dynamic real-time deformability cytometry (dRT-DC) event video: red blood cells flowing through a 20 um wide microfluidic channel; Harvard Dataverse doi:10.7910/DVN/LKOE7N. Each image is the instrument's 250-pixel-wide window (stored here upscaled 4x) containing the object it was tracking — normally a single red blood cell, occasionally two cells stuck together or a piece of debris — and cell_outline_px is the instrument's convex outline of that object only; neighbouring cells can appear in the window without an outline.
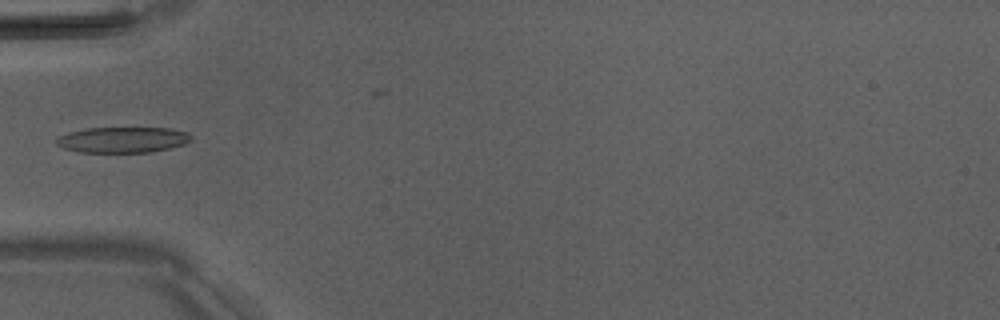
{"species": "Egyptian fruit bat (a non-hibernating species)", "species_latin": "Rousettus aegyptiacus", "temperature_condition": "room temperature", "stored_images_in_passage": 5, "camera_frame_rate_fps": 3000, "um_per_image_px": 0.085, "animal": {"sex": "male"}, "frame": {"image": 1, "passage_image": 4, "time_ms": 3.667, "image_size_px": [1000, 320], "cell_outline_px": [[192, 140], [184, 144], [152, 152], [80, 152], [64, 148], [56, 144], [56, 140], [60, 136], [68, 132], [88, 128], [168, 128], [184, 132], [192, 136]], "centroid_in_image_um": [10.42, 11.88], "position_along_channel_um": 74.6, "area_um2": 20.0}}